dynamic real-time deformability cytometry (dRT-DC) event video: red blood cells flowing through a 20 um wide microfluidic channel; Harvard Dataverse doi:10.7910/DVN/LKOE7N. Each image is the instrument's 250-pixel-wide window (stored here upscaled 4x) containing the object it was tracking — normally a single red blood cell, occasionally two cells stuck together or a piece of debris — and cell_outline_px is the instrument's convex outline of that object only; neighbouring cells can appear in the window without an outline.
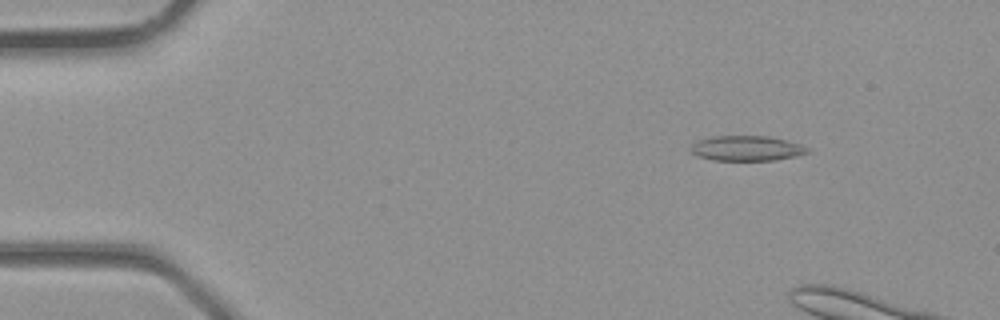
{"species": "common noctule bat (a hibernating species)", "species_latin": "Nyctalus noctula", "temperature_condition": "room temperature", "stored_images_in_passage": 4, "camera_frame_rate_fps": 3000, "um_per_image_px": 0.085, "animal": {"sex": "male", "body_mass_g": 23.1, "forearm_length_mm": 52.7}, "frame": {"image": 1, "passage_image": 1, "time_ms": 0.0, "image_size_px": [1000, 320], "cell_outline_px": [[812, 152], [796, 156], [772, 160], [712, 160], [696, 156], [688, 152], [688, 148], [696, 140], [712, 136], [768, 136], [800, 144], [808, 148]], "centroid_in_image_um": [63.39, 12.61], "position_along_channel_um": 21.6, "area_um2": 17.28}}